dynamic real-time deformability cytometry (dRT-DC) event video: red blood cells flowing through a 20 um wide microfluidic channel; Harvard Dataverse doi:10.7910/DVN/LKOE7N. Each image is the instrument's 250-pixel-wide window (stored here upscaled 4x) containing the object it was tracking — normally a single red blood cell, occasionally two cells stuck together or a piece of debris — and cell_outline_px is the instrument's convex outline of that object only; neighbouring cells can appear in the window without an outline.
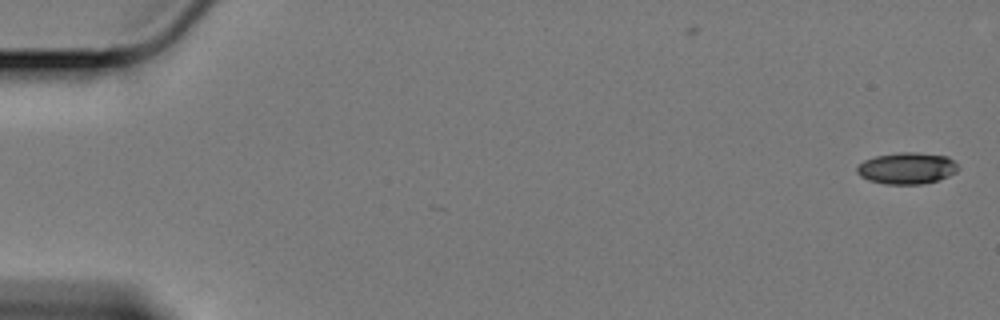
{"species": "Egyptian fruit bat (a non-hibernating species)", "species_latin": "Rousettus aegyptiacus", "temperature_condition": "cold", "stored_images_in_passage": 59, "camera_frame_rate_fps": 3000, "um_per_image_px": 0.085, "animal": {"sex": "female"}, "frame": {"image": 1, "passage_image": 1, "time_ms": 0.0, "image_size_px": [1000, 320], "cell_outline_px": [[960, 168], [956, 172], [940, 180], [924, 184], [884, 184], [868, 180], [860, 176], [856, 172], [856, 168], [864, 160], [876, 156], [900, 152], [912, 152], [948, 156]], "centroid_in_image_um": [77.09, 14.31], "position_along_channel_um": 7.9, "area_um2": 18.67}}
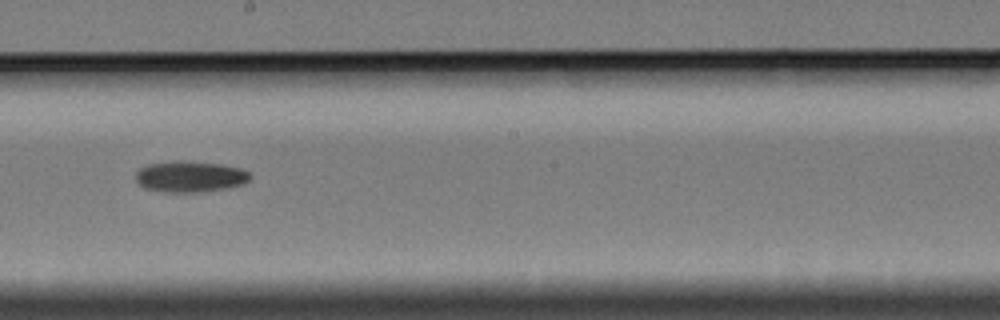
{"frame": {"image": 2, "passage_image": 34, "time_ms": 11.0, "image_size_px": [1000, 320], "cell_outline_px": [[252, 176], [248, 180], [240, 184], [200, 192], [168, 192], [144, 188], [136, 180], [136, 172], [140, 168], [148, 164], [172, 160], [184, 160], [220, 164], [240, 168], [248, 172]], "centroid_in_image_um": [16.1, 14.98], "position_along_channel_um": 232.1, "area_um2": 20.52}}
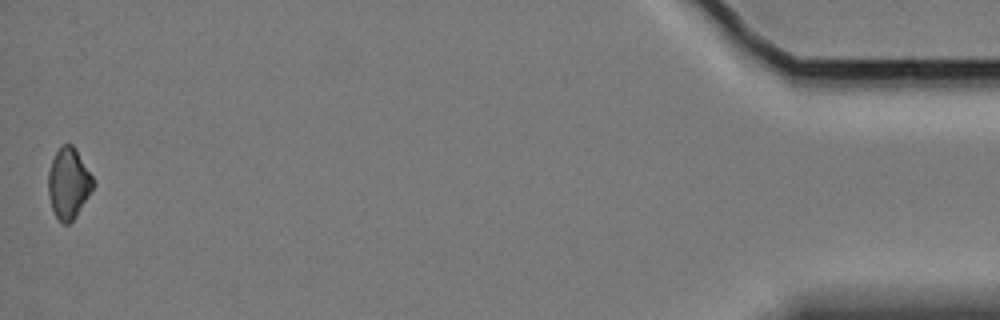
{"frame": {"image": 3, "passage_image": 59, "time_ms": 19.333, "image_size_px": [1000, 320], "cell_outline_px": [[96, 184], [76, 216], [68, 224], [60, 224], [52, 208], [48, 192], [48, 172], [52, 160], [56, 152], [64, 144], [72, 144], [76, 148], [96, 180]], "centroid_in_image_um": [5.86, 15.58], "position_along_channel_um": 429.3, "area_um2": 18.73}}